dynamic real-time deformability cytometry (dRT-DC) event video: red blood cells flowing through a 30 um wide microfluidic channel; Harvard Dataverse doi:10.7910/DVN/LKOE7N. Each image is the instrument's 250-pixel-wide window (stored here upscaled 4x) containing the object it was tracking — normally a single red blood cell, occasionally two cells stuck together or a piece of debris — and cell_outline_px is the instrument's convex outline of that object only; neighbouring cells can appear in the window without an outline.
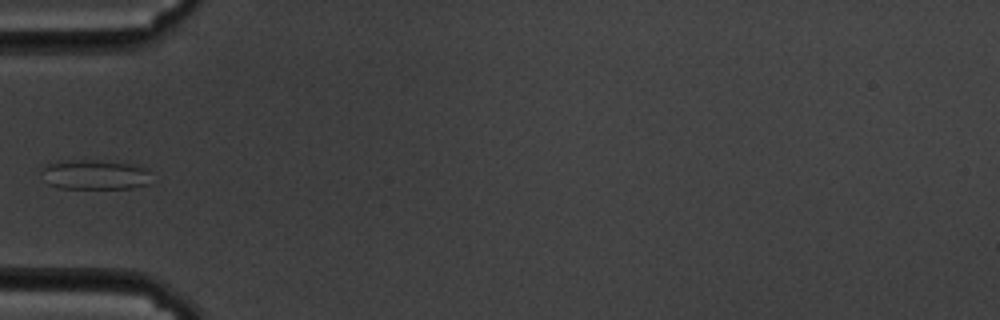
{"species": "common noctule bat (a hibernating species)", "species_latin": "Nyctalus noctula", "temperature_condition": "cold", "stored_images_in_passage": 40, "camera_frame_rate_fps": 3000, "um_per_image_px": 0.085, "animal": {"sex": "male", "body_mass_g": 19.5, "forearm_length_mm": 54.6}, "frame": {"image": 1, "passage_image": 1, "time_ms": 0.0, "image_size_px": [1000, 320], "cell_outline_px": [[148, 184], [132, 188], [60, 188], [48, 184], [44, 180], [44, 164], [68, 160], [92, 160], [128, 164], [148, 168]], "centroid_in_image_um": [8.04, 14.85], "position_along_channel_um": 77.0, "area_um2": 18.73}}
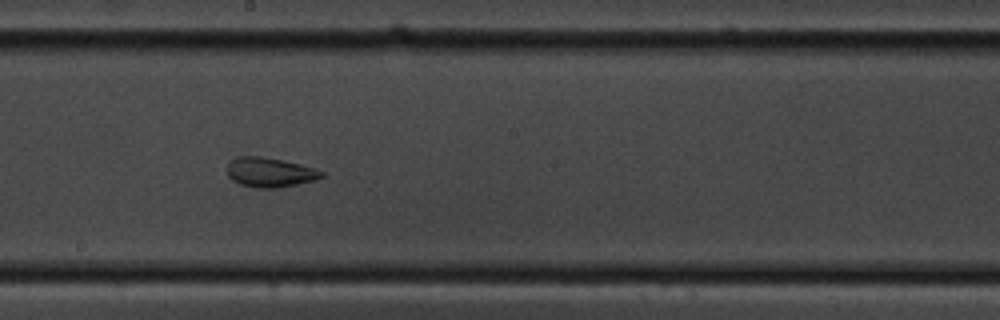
{"frame": {"image": 2, "passage_image": 14, "time_ms": 4.333, "image_size_px": [1000, 320], "cell_outline_px": [[324, 176], [316, 180], [280, 188], [256, 188], [240, 184], [232, 180], [228, 176], [228, 160], [236, 156], [260, 156], [300, 164], [316, 168], [324, 172]], "centroid_in_image_um": [22.94, 14.65], "position_along_channel_um": 225.3, "area_um2": 16.47}}
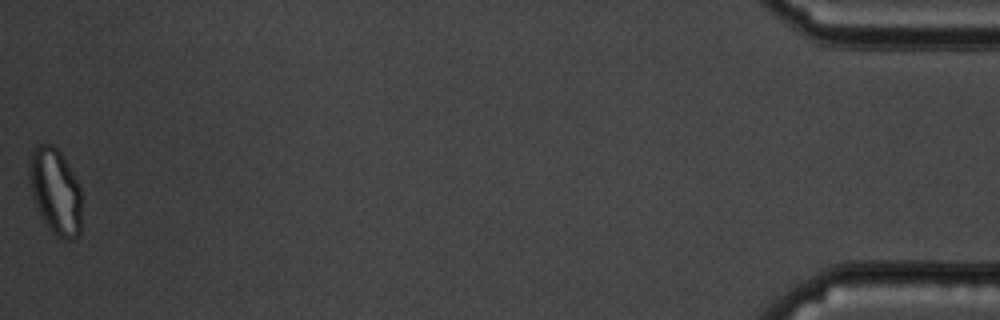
{"frame": {"image": 3, "passage_image": 40, "time_ms": 13.0, "image_size_px": [1000, 320], "cell_outline_px": [[80, 232], [72, 240], [64, 240], [56, 236], [48, 228], [36, 204], [32, 192], [28, 176], [28, 164], [32, 152], [36, 144], [52, 144], [60, 152], [72, 172], [80, 188]], "centroid_in_image_um": [4.69, 16.25], "position_along_channel_um": 430.5, "area_um2": 25.95}}